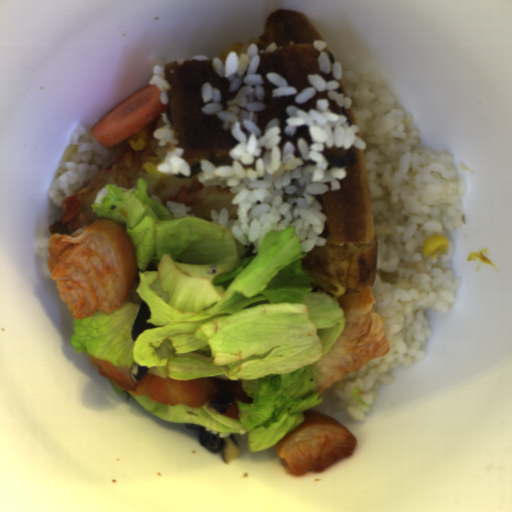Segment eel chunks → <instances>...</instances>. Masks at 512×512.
<instances>
[{
    "label": "eel chunks",
    "mask_w": 512,
    "mask_h": 512,
    "mask_svg": "<svg viewBox=\"0 0 512 512\" xmlns=\"http://www.w3.org/2000/svg\"><path fill=\"white\" fill-rule=\"evenodd\" d=\"M164 76L173 89L167 91L169 101L166 105L167 117L181 132L179 144L183 148L184 158L191 167V175L198 174L201 158L209 159L216 167L231 165L229 149L238 142L229 131L222 130L223 121L214 116L203 115L201 107V85L211 82L222 92V106L228 107L227 101L233 100L236 92H230V80L219 77L212 69V59L193 61L185 60L179 66L178 60L164 64Z\"/></svg>",
    "instance_id": "eel-chunks-1"
},
{
    "label": "eel chunks",
    "mask_w": 512,
    "mask_h": 512,
    "mask_svg": "<svg viewBox=\"0 0 512 512\" xmlns=\"http://www.w3.org/2000/svg\"><path fill=\"white\" fill-rule=\"evenodd\" d=\"M321 55L320 49H316L313 43L279 48L275 52H258L260 59L259 67L255 74H262L263 87L266 91V96L263 102L266 103V108L257 111L256 125H258L264 132L267 123L274 118L279 117L280 128L279 136H282V142L277 145L282 152L283 146L286 141H290L295 146V157H301V153L296 145L297 138H305L309 144H312L310 134L307 126L297 128V132L293 137L284 136L285 119L288 116L286 113L287 105H295L305 112L310 109H316V100L318 98H327L329 102V111L333 114L347 115L344 107H337L336 103L327 97V92L317 93V95L310 101L296 104L295 97H273L272 89H278L274 86L269 79L266 78V73L275 71L287 79V86H296L298 93L311 84L308 79V74L320 75L327 83L330 81H337L333 74H325L321 71L319 57Z\"/></svg>",
    "instance_id": "eel-chunks-2"
},
{
    "label": "eel chunks",
    "mask_w": 512,
    "mask_h": 512,
    "mask_svg": "<svg viewBox=\"0 0 512 512\" xmlns=\"http://www.w3.org/2000/svg\"><path fill=\"white\" fill-rule=\"evenodd\" d=\"M356 149L357 146L353 144L349 149H345L343 146L329 148L327 144H324V151H321V154L328 159V170L332 167L350 168L356 165Z\"/></svg>",
    "instance_id": "eel-chunks-3"
}]
</instances>
